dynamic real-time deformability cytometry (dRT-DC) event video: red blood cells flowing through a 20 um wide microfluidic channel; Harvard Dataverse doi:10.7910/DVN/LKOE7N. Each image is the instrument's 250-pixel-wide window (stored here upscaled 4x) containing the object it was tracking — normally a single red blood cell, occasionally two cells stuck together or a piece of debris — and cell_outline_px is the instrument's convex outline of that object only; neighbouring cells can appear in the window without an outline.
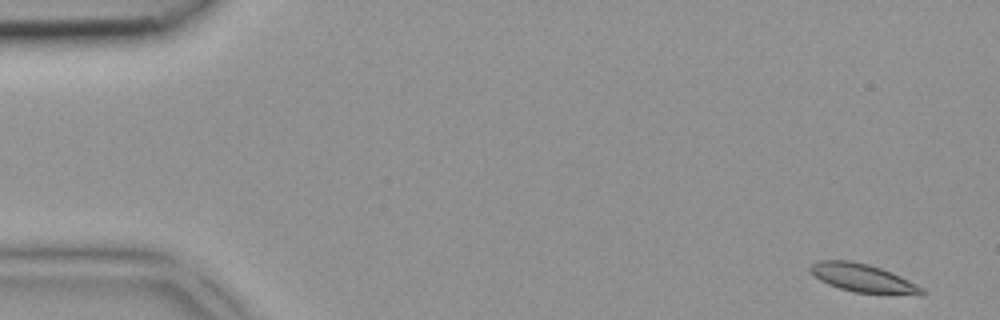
{"species": "common noctule bat (a hibernating species)", "species_latin": "Nyctalus noctula", "temperature_condition": "room temperature", "stored_images_in_passage": 4, "camera_frame_rate_fps": 3000, "um_per_image_px": 0.085, "animal": {"sex": "female", "body_mass_g": 18.4}, "frame": {"image": 1, "passage_image": 1, "time_ms": 0.0, "image_size_px": [1000, 320], "cell_outline_px": [[928, 292], [924, 296], [920, 296], [852, 292], [828, 284], [812, 276], [808, 268], [812, 264], [820, 260], [848, 260], [868, 264], [880, 268], [900, 276], [924, 288]], "centroid_in_image_um": [73.39, 23.66], "position_along_channel_um": 11.6, "area_um2": 18.73}}
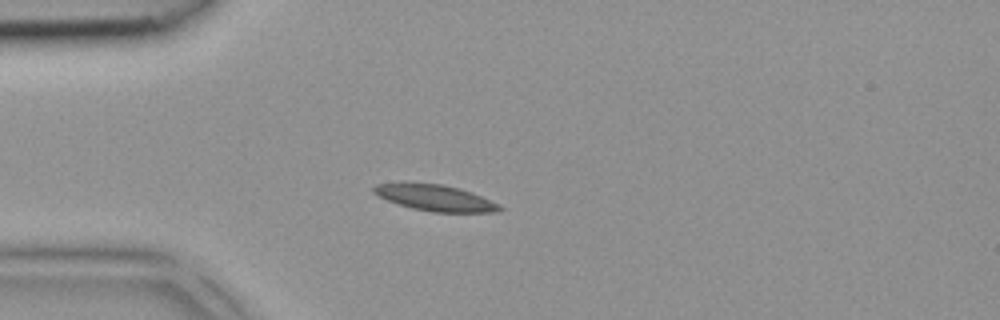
{"frame": {"image": 2, "passage_image": 4, "time_ms": 1.0, "image_size_px": [1000, 320], "cell_outline_px": [[504, 208], [500, 212], [432, 212], [412, 208], [388, 200], [372, 192], [372, 188], [376, 184], [440, 184], [456, 188], [480, 196], [500, 204]], "centroid_in_image_um": [37.04, 16.85], "position_along_channel_um": 48.0, "area_um2": 18.5}}